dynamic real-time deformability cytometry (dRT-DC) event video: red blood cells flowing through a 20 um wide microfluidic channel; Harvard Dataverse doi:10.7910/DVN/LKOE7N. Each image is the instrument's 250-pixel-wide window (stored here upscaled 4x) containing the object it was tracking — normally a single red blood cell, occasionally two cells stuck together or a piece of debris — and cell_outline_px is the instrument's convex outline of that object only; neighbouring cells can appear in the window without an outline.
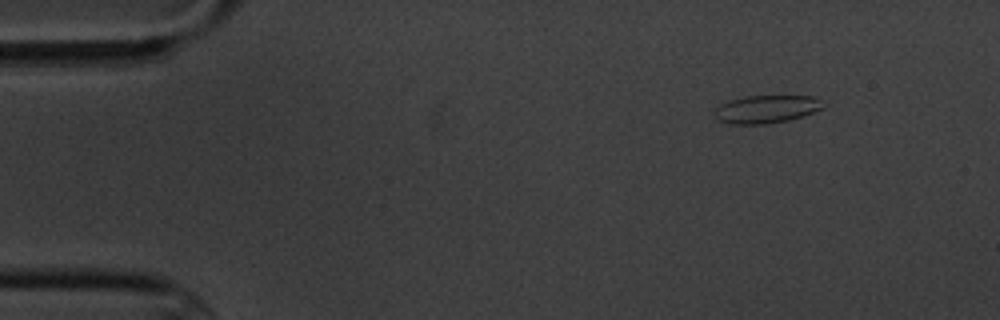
{"species": "common noctule bat (a hibernating species)", "species_latin": "Nyctalus noctula", "temperature_condition": "cold", "stored_images_in_passage": 4, "camera_frame_rate_fps": 3000, "um_per_image_px": 0.085, "animal": {"sex": "male", "body_mass_g": 20.1, "forearm_length_mm": 53.5}, "frame": {"image": 1, "passage_image": 1, "time_ms": 0.0, "image_size_px": [1000, 320], "cell_outline_px": [[828, 104], [812, 112], [788, 120], [764, 124], [728, 124], [712, 116], [716, 108], [720, 104], [728, 100], [748, 96], [812, 96]], "centroid_in_image_um": [65.09, 9.27], "position_along_channel_um": 19.9, "area_um2": 17.57}}
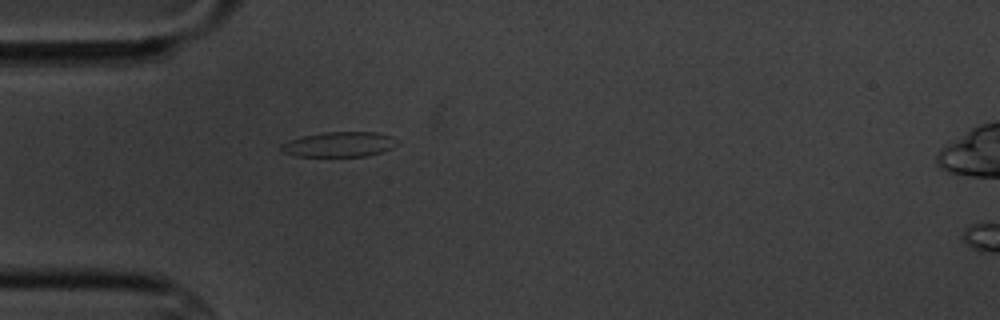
{"frame": {"image": 2, "passage_image": 4, "time_ms": 3.333, "image_size_px": [1000, 320], "cell_outline_px": [[400, 144], [392, 148], [380, 152], [364, 156], [296, 156], [280, 152], [280, 144], [300, 136], [324, 132], [376, 132], [392, 136]], "centroid_in_image_um": [28.81, 12.26], "position_along_channel_um": 56.2, "area_um2": 17.05}}